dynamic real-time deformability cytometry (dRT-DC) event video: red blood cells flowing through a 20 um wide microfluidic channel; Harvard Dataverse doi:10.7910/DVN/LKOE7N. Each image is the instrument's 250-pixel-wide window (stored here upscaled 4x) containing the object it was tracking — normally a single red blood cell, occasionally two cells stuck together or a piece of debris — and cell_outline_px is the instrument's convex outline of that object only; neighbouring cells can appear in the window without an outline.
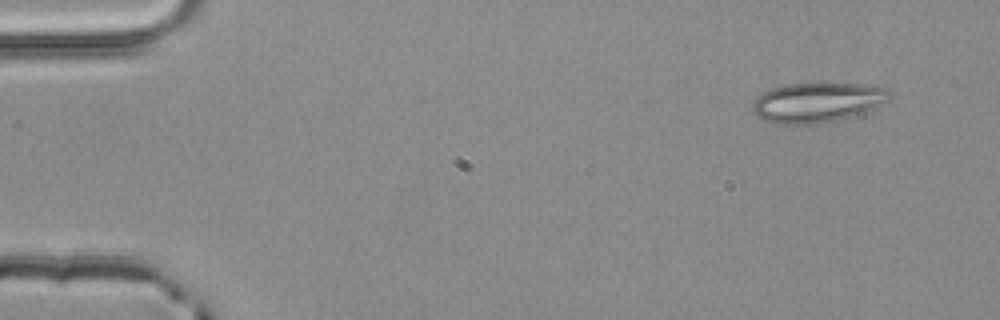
{"species": "common noctule bat (a hibernating species)", "species_latin": "Nyctalus noctula", "temperature_condition": "room temperature", "stored_images_in_passage": 4, "camera_frame_rate_fps": 3000, "um_per_image_px": 0.085, "animal": {"sex": "male", "body_mass_g": 20.4}, "frame": {"image": 1, "passage_image": 1, "time_ms": 0.0, "image_size_px": [1000, 320], "cell_outline_px": [[888, 100], [876, 108], [836, 120], [816, 124], [776, 124], [752, 112], [752, 104], [764, 92], [772, 88], [788, 84], [864, 84], [888, 88]], "centroid_in_image_um": [69.48, 8.71], "position_along_channel_um": 15.5, "area_um2": 31.21}}